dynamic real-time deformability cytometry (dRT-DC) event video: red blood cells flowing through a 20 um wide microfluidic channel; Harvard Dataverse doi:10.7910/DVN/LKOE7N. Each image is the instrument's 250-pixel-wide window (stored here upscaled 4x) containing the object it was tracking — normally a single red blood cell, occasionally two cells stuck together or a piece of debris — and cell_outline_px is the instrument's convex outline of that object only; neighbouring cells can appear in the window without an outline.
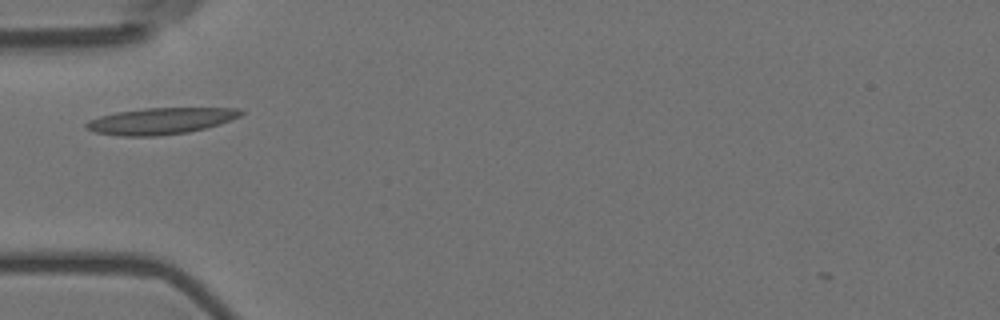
{"species": "Egyptian fruit bat (a non-hibernating species)", "species_latin": "Rousettus aegyptiacus", "temperature_condition": "room temperature", "stored_images_in_passage": 41, "camera_frame_rate_fps": 3000, "um_per_image_px": 0.085, "animal": {"sex": "female"}, "frame": {"image": 1, "passage_image": 1, "time_ms": 0.0, "image_size_px": [1000, 320], "cell_outline_px": [[244, 112], [240, 116], [232, 120], [220, 124], [188, 132], [156, 136], [120, 136], [96, 132], [84, 128], [84, 124], [88, 120], [100, 116], [116, 112], [148, 108], [240, 108]], "centroid_in_image_um": [13.65, 10.28], "position_along_channel_um": 71.3, "area_um2": 23.81}}
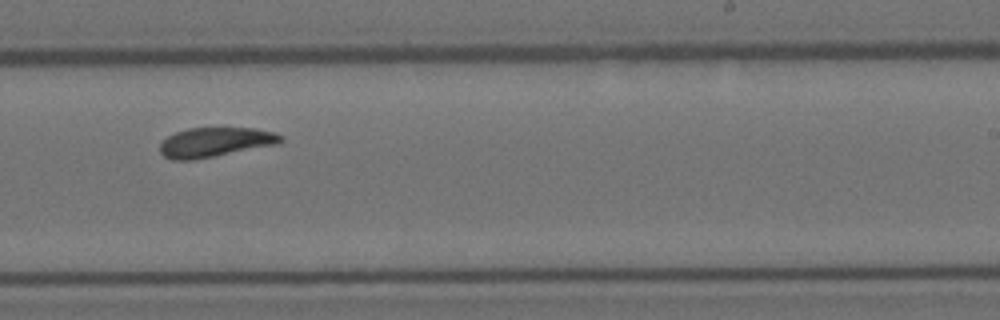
{"frame": {"image": 2, "passage_image": 18, "time_ms": 5.667, "image_size_px": [1000, 320], "cell_outline_px": [[284, 140], [276, 144], [216, 156], [192, 160], [172, 160], [164, 156], [160, 152], [160, 144], [168, 136], [176, 132], [188, 128], [256, 128], [276, 132], [284, 136]], "centroid_in_image_um": [18.31, 12.08], "position_along_channel_um": 270.7, "area_um2": 20.81}}
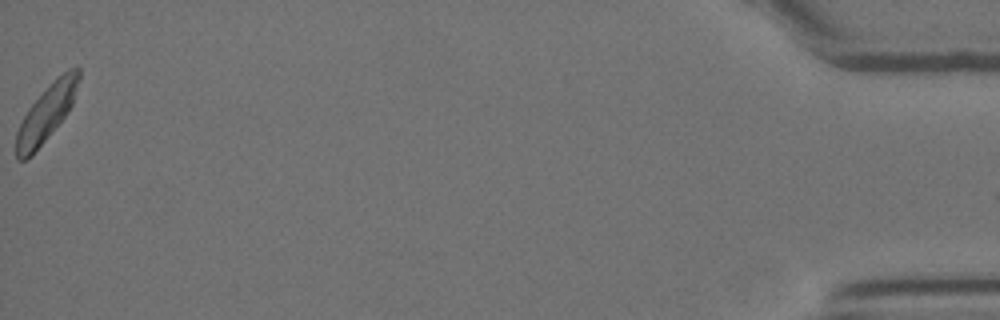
{"frame": {"image": 3, "passage_image": 40, "time_ms": 13.0, "image_size_px": [1000, 320], "cell_outline_px": [[80, 76], [72, 104], [68, 112], [32, 156], [24, 160], [16, 160], [16, 132], [28, 108], [68, 68], [80, 68]], "centroid_in_image_um": [3.93, 9.68], "position_along_channel_um": 431.3, "area_um2": 19.83}}